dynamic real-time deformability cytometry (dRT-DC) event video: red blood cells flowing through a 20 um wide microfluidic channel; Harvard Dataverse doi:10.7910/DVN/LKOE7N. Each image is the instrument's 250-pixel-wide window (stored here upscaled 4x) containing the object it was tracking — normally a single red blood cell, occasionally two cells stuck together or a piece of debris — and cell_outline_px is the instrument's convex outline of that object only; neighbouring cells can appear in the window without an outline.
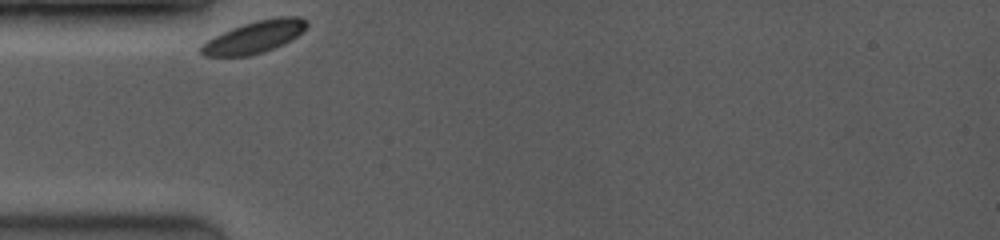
{"species": "common noctule bat (a hibernating species)", "species_latin": "Nyctalus noctula", "temperature_condition": "room temperature", "stored_images_in_passage": 4, "camera_frame_rate_fps": 3500, "um_per_image_px": 0.085, "animal": {"sex": "female", "body_mass_g": 19.0, "forearm_length_mm": 53.3}, "frame": {"image": 1, "passage_image": 1, "time_ms": 0.0, "image_size_px": [1000, 240], "cell_outline_px": [[308, 24], [296, 36], [264, 52], [248, 56], [204, 56], [200, 52], [200, 44], [232, 28], [256, 20], [276, 16], [300, 16], [308, 20]], "centroid_in_image_um": [21.61, 3.13], "position_along_channel_um": 63.4, "area_um2": 19.48}}
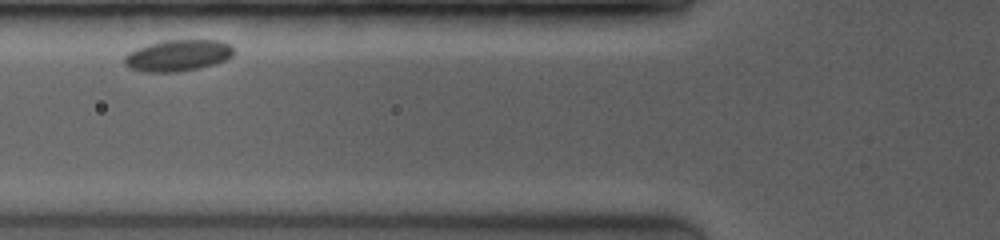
{"frame": {"image": 2, "passage_image": 3, "time_ms": 1.429, "image_size_px": [1000, 240], "cell_outline_px": [[232, 56], [224, 60], [212, 64], [196, 68], [176, 72], [140, 72], [124, 64], [124, 56], [128, 52], [136, 48], [148, 44], [164, 40], [220, 40], [232, 44]], "centroid_in_image_um": [15.08, 4.7], "position_along_channel_um": 110.7, "area_um2": 19.94}}